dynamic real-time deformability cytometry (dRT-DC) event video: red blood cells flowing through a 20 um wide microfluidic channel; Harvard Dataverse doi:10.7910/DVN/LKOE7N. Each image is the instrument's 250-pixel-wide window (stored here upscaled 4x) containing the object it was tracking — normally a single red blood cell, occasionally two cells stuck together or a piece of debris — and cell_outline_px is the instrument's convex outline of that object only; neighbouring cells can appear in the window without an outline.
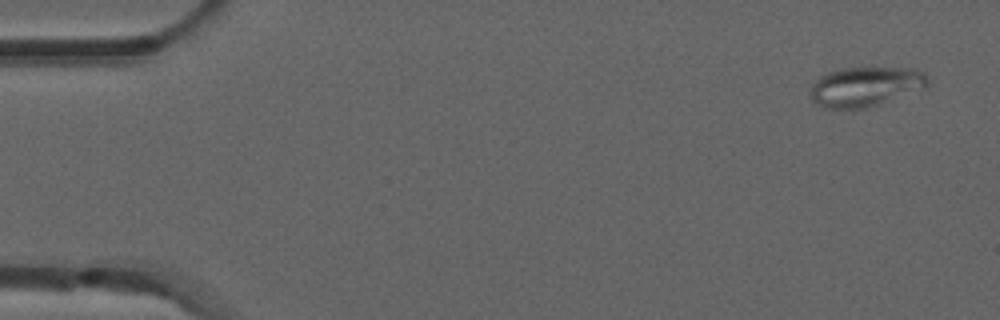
{"species": "common noctule bat (a hibernating species)", "species_latin": "Nyctalus noctula", "temperature_condition": "room temperature", "stored_images_in_passage": 6, "camera_frame_rate_fps": 3000, "um_per_image_px": 0.085, "animal": {"sex": "male", "forearm_length_mm": 52.5}, "frame": {"image": 1, "passage_image": 1, "time_ms": 0.0, "image_size_px": [1000, 320], "cell_outline_px": [[928, 84], [924, 88], [864, 108], [824, 108], [816, 104], [812, 100], [812, 84], [820, 76], [828, 72], [840, 68], [916, 68], [924, 72], [928, 76]], "centroid_in_image_um": [73.56, 7.34], "position_along_channel_um": 11.4, "area_um2": 26.76}}